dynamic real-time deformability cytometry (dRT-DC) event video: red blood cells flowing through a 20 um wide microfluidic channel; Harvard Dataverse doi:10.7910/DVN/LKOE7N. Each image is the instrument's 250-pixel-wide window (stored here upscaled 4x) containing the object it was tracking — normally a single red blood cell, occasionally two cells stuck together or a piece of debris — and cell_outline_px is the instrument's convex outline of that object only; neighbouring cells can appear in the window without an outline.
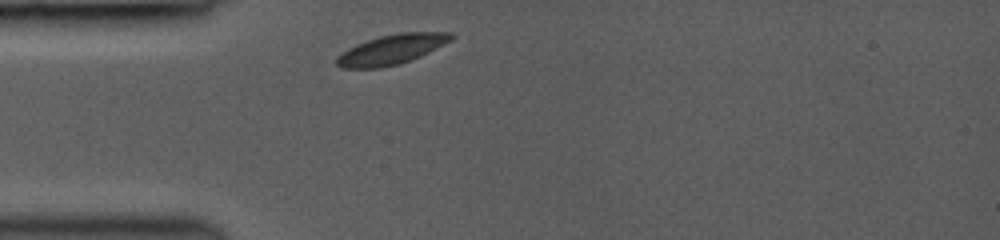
{"species": "common noctule bat (a hibernating species)", "species_latin": "Nyctalus noctula", "temperature_condition": "room temperature", "stored_images_in_passage": 3, "camera_frame_rate_fps": 3000, "um_per_image_px": 0.085, "animal": {"sex": "female", "body_mass_g": 19.0, "forearm_length_mm": 53.3}, "frame": {"image": 1, "passage_image": 1, "time_ms": 0.0, "image_size_px": [1000, 240], "cell_outline_px": [[456, 36], [452, 40], [420, 56], [400, 64], [380, 68], [340, 68], [336, 64], [336, 56], [348, 48], [356, 44], [380, 36], [400, 32], [452, 32]], "centroid_in_image_um": [33.28, 4.2], "position_along_channel_um": 51.7, "area_um2": 19.94}}
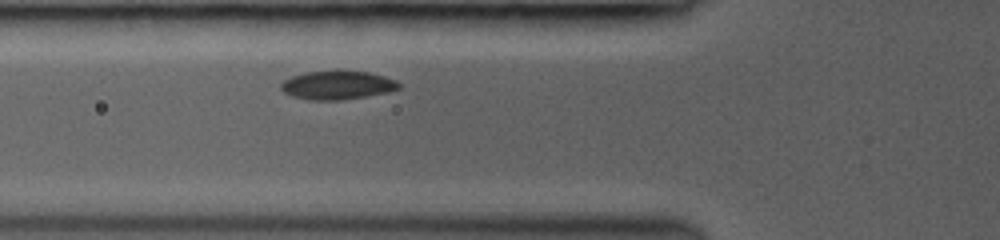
{"frame": {"image": 2, "passage_image": 3, "time_ms": 1.333, "image_size_px": [1000, 240], "cell_outline_px": [[400, 88], [388, 92], [340, 100], [308, 100], [292, 96], [284, 92], [280, 88], [280, 84], [284, 80], [292, 76], [304, 72], [336, 68], [368, 72], [384, 76], [396, 80], [400, 84]], "centroid_in_image_um": [28.65, 7.2], "position_along_channel_um": 97.2, "area_um2": 20.23}}